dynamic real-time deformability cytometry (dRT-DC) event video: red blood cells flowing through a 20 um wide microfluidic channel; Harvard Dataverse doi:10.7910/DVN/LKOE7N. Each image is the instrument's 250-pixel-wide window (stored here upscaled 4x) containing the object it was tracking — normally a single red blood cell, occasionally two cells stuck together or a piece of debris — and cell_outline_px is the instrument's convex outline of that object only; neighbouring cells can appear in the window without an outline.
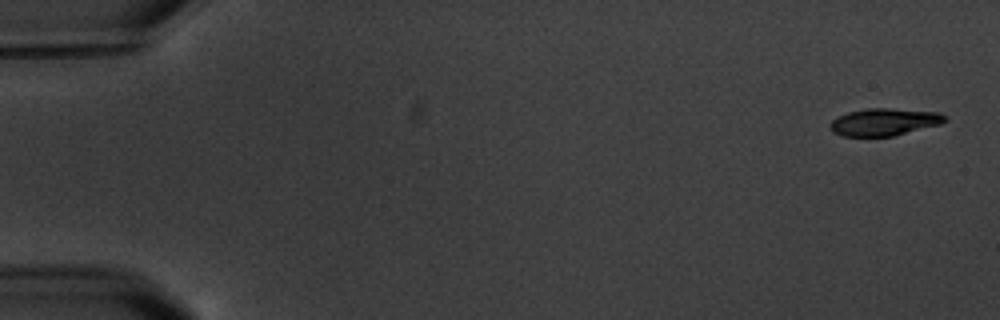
{"species": "common noctule bat (a hibernating species)", "species_latin": "Nyctalus noctula", "temperature_condition": "warm", "stored_images_in_passage": 4, "camera_frame_rate_fps": 3000, "um_per_image_px": 0.085, "animal": {"sex": "male", "body_mass_g": 20.1, "forearm_length_mm": 53.5}, "frame": {"image": 1, "passage_image": 1, "time_ms": 0.0, "image_size_px": [1000, 320], "cell_outline_px": [[948, 120], [940, 124], [892, 136], [840, 136], [832, 132], [832, 120], [848, 112], [868, 108], [888, 108], [940, 112], [948, 116]], "centroid_in_image_um": [75.21, 10.36], "position_along_channel_um": 9.8, "area_um2": 18.15}}